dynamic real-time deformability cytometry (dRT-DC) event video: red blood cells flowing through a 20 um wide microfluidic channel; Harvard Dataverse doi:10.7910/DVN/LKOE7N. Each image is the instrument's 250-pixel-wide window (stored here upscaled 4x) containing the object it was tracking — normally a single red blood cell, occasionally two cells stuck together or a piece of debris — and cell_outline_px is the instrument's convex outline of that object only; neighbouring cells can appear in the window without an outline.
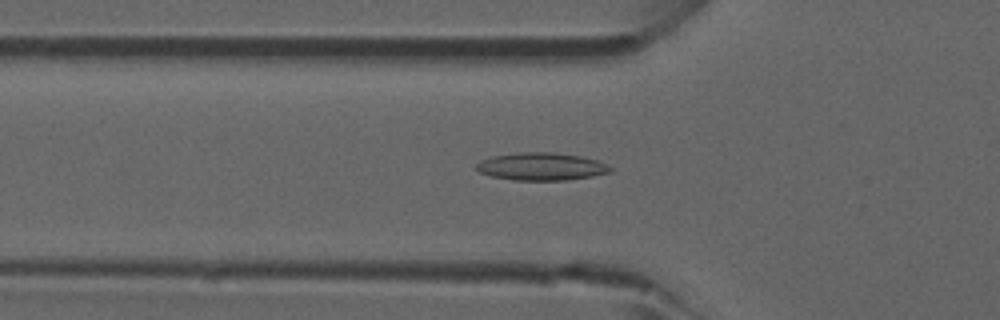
{"species": "common noctule bat (a hibernating species)", "species_latin": "Nyctalus noctula", "temperature_condition": "room temperature", "stored_images_in_passage": 43, "camera_frame_rate_fps": 3000, "um_per_image_px": 0.085, "animal": {"sex": "male", "forearm_length_mm": 52.5}, "frame": {"image": 1, "passage_image": 8, "time_ms": 2.333, "image_size_px": [1000, 320], "cell_outline_px": [[612, 172], [592, 176], [568, 180], [512, 180], [492, 176], [480, 172], [476, 168], [476, 164], [480, 160], [492, 156], [520, 152], [552, 152], [580, 156], [596, 160], [608, 164], [612, 168]], "centroid_in_image_um": [46.02, 14.15], "position_along_channel_um": 79.8, "area_um2": 21.62}}
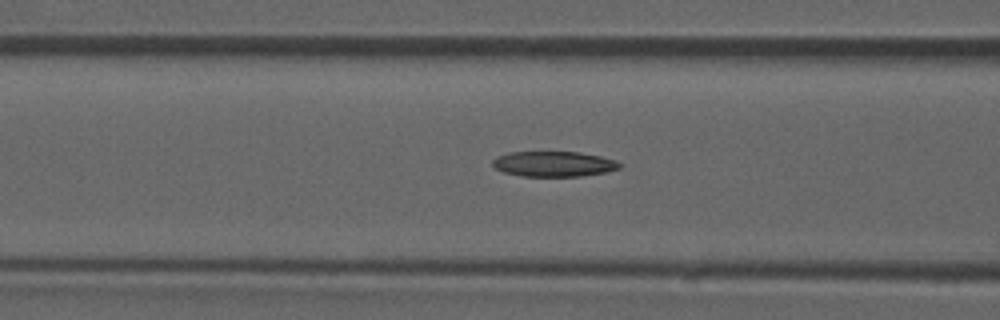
{"frame": {"image": 2, "passage_image": 11, "time_ms": 3.333, "image_size_px": [1000, 320], "cell_outline_px": [[620, 168], [604, 172], [580, 176], [520, 176], [504, 172], [496, 168], [492, 164], [492, 160], [496, 156], [508, 152], [580, 152], [600, 156], [612, 160], [620, 164]], "centroid_in_image_um": [47.0, 13.93], "position_along_channel_um": 119.6, "area_um2": 18.55}}
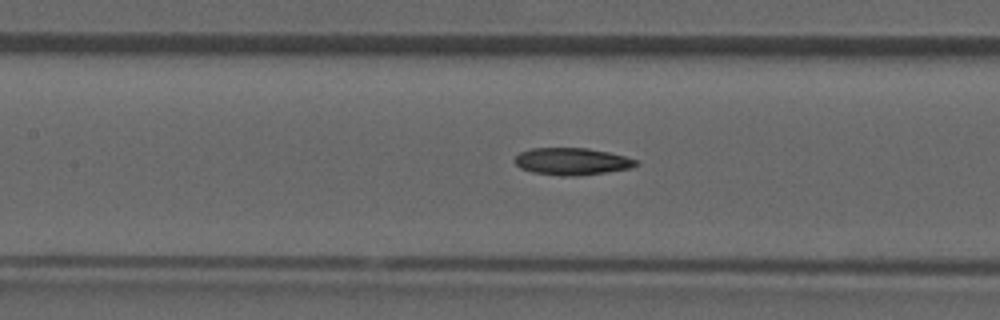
{"frame": {"image": 3, "passage_image": 14, "time_ms": 4.333, "image_size_px": [1000, 320], "cell_outline_px": [[640, 164], [632, 168], [576, 176], [560, 176], [532, 172], [520, 168], [512, 160], [520, 152], [532, 148], [588, 148], [608, 152], [624, 156], [636, 160]], "centroid_in_image_um": [48.59, 13.72], "position_along_channel_um": 158.8, "area_um2": 19.19}, "authors_computed_cell_mechanics": {"area_um2": 18.9584, "velocity_mm_per_s": 3.916, "shape_relaxation_time_tau1_ms": null, "shape_relaxation_time_tau2_ms": 7.6554, "deformation_change_tau1": null, "deformation_change_tau2": 0.1887}}